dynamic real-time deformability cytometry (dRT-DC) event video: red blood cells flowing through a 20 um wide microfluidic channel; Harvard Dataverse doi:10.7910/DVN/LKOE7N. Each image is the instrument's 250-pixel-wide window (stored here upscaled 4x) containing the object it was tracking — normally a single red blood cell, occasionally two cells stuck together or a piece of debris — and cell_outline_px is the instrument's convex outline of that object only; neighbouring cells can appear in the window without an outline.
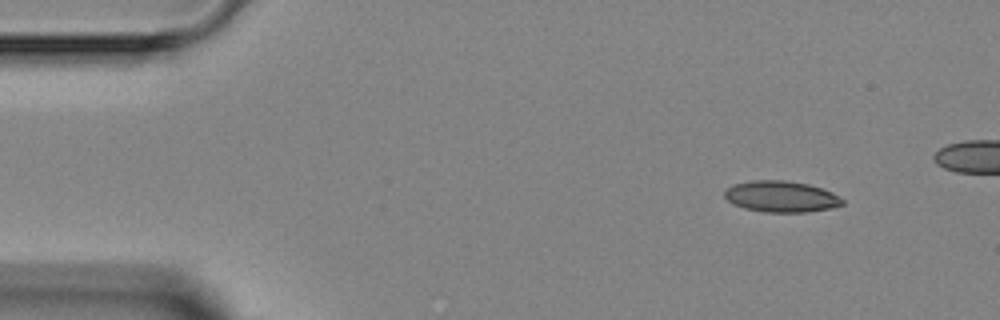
{"species": "Egyptian fruit bat (a non-hibernating species)", "species_latin": "Rousettus aegyptiacus", "temperature_condition": "room temperature", "stored_images_in_passage": 4, "camera_frame_rate_fps": 3000, "um_per_image_px": 0.085, "animal": {"sex": "female"}, "frame": {"image": 1, "passage_image": 1, "time_ms": 0.0, "image_size_px": [1000, 320], "cell_outline_px": [[844, 204], [832, 208], [804, 212], [764, 212], [744, 208], [728, 200], [724, 196], [724, 192], [732, 184], [752, 180], [784, 180], [808, 184], [832, 192], [844, 200]], "centroid_in_image_um": [66.4, 16.7], "position_along_channel_um": 18.6, "area_um2": 21.33}}